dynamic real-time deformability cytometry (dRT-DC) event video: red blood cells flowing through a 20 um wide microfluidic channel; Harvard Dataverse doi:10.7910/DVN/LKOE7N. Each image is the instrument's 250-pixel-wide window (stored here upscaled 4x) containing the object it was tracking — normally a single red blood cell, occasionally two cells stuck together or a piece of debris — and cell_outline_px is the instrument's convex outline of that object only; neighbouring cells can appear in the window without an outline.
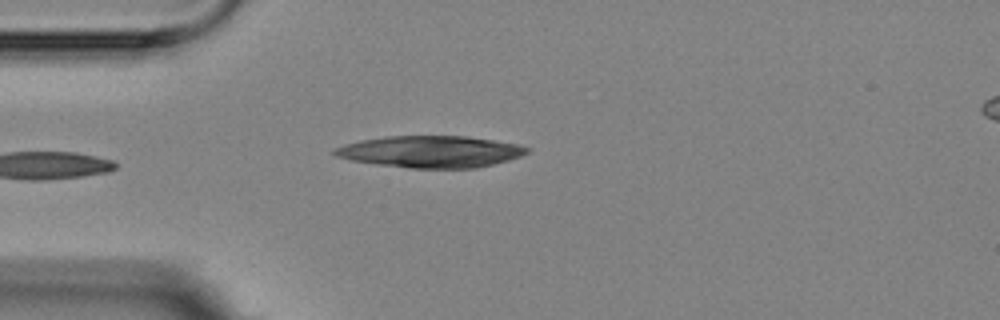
{"species": "Egyptian fruit bat (a non-hibernating species)", "species_latin": "Rousettus aegyptiacus", "temperature_condition": "room temperature", "stored_images_in_passage": 5, "camera_frame_rate_fps": 3000, "um_per_image_px": 0.085, "animal": {"sex": "female"}, "frame": {"image": 1, "passage_image": 5, "time_ms": 4.333, "image_size_px": [1000, 320], "cell_outline_px": [[532, 148], [528, 152], [520, 156], [508, 160], [476, 168], [408, 168], [376, 164], [352, 160], [336, 156], [332, 152], [332, 148], [344, 144], [360, 140], [384, 136], [468, 136], [516, 144]], "centroid_in_image_um": [36.57, 12.89], "position_along_channel_um": 48.4, "area_um2": 35.6}}